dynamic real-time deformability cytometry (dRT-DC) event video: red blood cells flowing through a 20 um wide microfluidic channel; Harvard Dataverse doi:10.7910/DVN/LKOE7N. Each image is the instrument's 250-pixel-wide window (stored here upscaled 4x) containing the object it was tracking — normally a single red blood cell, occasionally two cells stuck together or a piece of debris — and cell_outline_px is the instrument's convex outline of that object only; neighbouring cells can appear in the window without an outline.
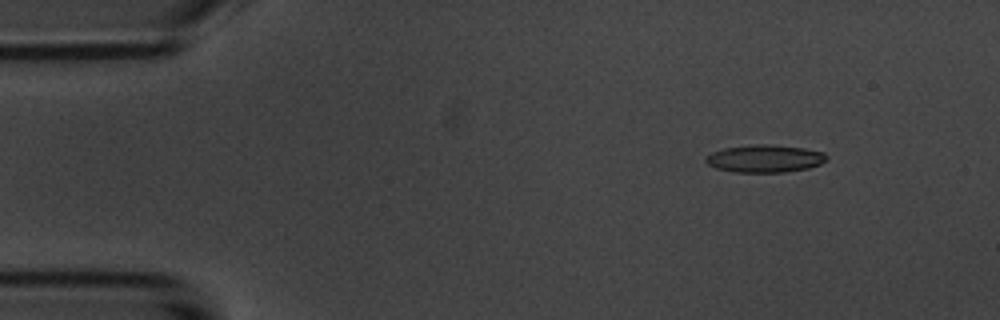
{"species": "common noctule bat (a hibernating species)", "species_latin": "Nyctalus noctula", "temperature_condition": "room temperature", "stored_images_in_passage": 4, "camera_frame_rate_fps": 3000, "um_per_image_px": 0.085, "animal": {"sex": "male", "body_mass_g": 20.1, "forearm_length_mm": 53.5}, "frame": {"image": 1, "passage_image": 1, "time_ms": 0.0, "image_size_px": [1000, 320], "cell_outline_px": [[828, 160], [820, 164], [808, 168], [784, 172], [736, 172], [716, 168], [708, 164], [704, 160], [712, 152], [724, 148], [756, 144], [768, 144], [804, 148], [824, 152], [828, 156]], "centroid_in_image_um": [65.04, 13.48], "position_along_channel_um": 20.0, "area_um2": 19.36}}
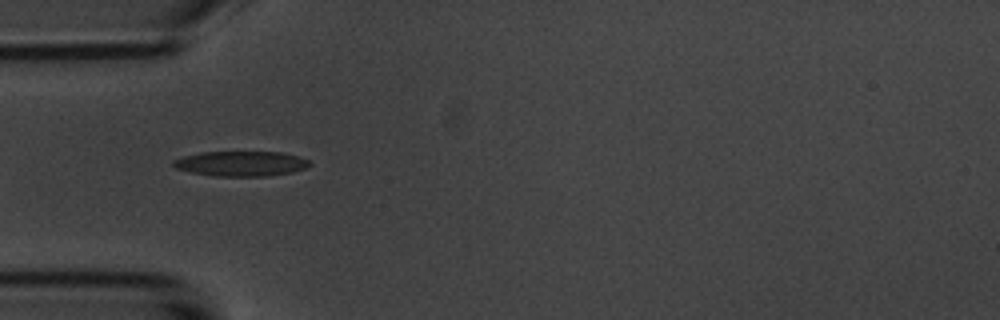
{"frame": {"image": 2, "passage_image": 4, "time_ms": 3.333, "image_size_px": [1000, 320], "cell_outline_px": [[312, 164], [308, 168], [292, 172], [264, 176], [216, 176], [192, 172], [176, 168], [172, 164], [172, 160], [184, 156], [200, 152], [280, 152], [300, 156], [308, 160]], "centroid_in_image_um": [20.52, 13.9], "position_along_channel_um": 64.5, "area_um2": 19.88}}